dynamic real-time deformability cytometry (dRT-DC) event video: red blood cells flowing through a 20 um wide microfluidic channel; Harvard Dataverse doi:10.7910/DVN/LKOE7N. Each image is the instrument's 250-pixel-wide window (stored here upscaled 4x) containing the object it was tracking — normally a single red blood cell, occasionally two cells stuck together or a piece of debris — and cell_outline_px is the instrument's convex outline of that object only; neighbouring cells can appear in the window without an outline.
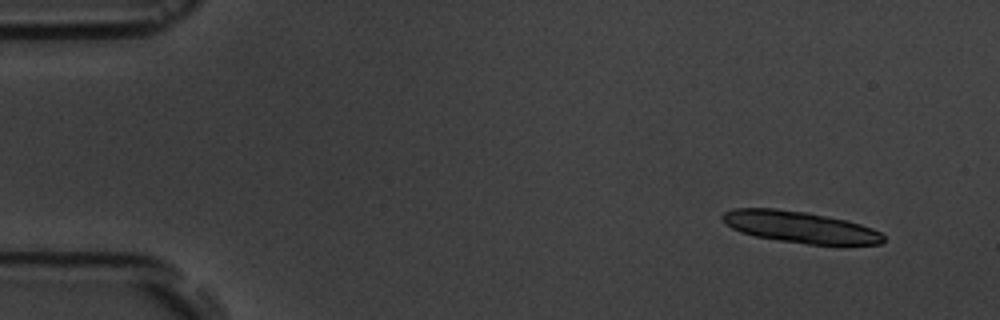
{"species": "common noctule bat (a hibernating species)", "species_latin": "Nyctalus noctula", "temperature_condition": "room temperature", "stored_images_in_passage": 7, "segment_of_instrument_passage": [1, 2], "camera_frame_rate_fps": 3000, "um_per_image_px": 0.085, "animal": {"sex": "male", "body_mass_g": 19.5, "forearm_length_mm": 54.6}, "frame": {"image": 1, "passage_image": 1, "time_ms": 0.0, "image_size_px": [1000, 320], "cell_outline_px": [[884, 240], [880, 244], [808, 244], [780, 240], [756, 236], [740, 232], [724, 224], [720, 216], [724, 212], [732, 208], [776, 208], [808, 212], [848, 220], [872, 228], [880, 232], [884, 236]], "centroid_in_image_um": [67.96, 19.28], "position_along_channel_um": 17.0, "area_um2": 29.59}}